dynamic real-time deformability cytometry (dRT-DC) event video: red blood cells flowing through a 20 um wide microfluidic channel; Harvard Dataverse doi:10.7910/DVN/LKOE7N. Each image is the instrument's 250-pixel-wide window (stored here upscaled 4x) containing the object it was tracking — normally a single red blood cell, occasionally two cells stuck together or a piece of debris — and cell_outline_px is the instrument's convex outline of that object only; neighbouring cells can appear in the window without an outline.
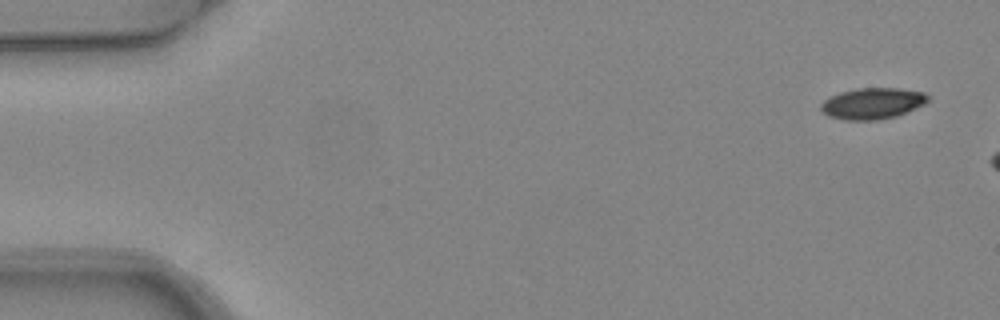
{"species": "common noctule bat (a hibernating species)", "species_latin": "Nyctalus noctula", "temperature_condition": "warm", "stored_images_in_passage": 7, "camera_frame_rate_fps": 3000, "um_per_image_px": 0.085, "animal": {"sex": "female", "body_mass_g": 24.6, "forearm_length_mm": 56.2}, "frame": {"image": 1, "passage_image": 1, "time_ms": 0.0, "image_size_px": [1000, 320], "cell_outline_px": [[928, 100], [924, 104], [896, 116], [876, 120], [844, 120], [828, 116], [820, 108], [820, 104], [824, 100], [840, 92], [856, 88], [896, 88], [924, 92], [928, 96]], "centroid_in_image_um": [74.14, 8.79], "position_along_channel_um": 10.9, "area_um2": 19.31}}
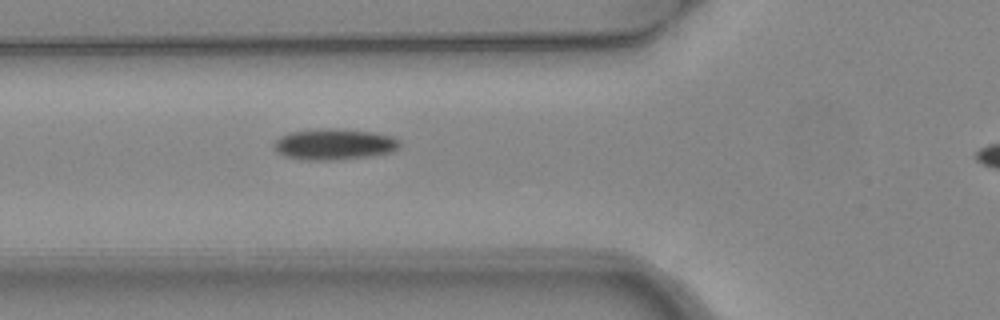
{"frame": {"image": 2, "passage_image": 6, "time_ms": 1.667, "image_size_px": [1000, 320], "cell_outline_px": [[400, 148], [392, 152], [368, 156], [328, 160], [308, 160], [284, 156], [272, 148], [272, 144], [280, 136], [288, 132], [324, 128], [332, 128], [372, 132], [392, 136], [400, 140]], "centroid_in_image_um": [28.39, 12.25], "position_along_channel_um": 97.4, "area_um2": 22.77}}